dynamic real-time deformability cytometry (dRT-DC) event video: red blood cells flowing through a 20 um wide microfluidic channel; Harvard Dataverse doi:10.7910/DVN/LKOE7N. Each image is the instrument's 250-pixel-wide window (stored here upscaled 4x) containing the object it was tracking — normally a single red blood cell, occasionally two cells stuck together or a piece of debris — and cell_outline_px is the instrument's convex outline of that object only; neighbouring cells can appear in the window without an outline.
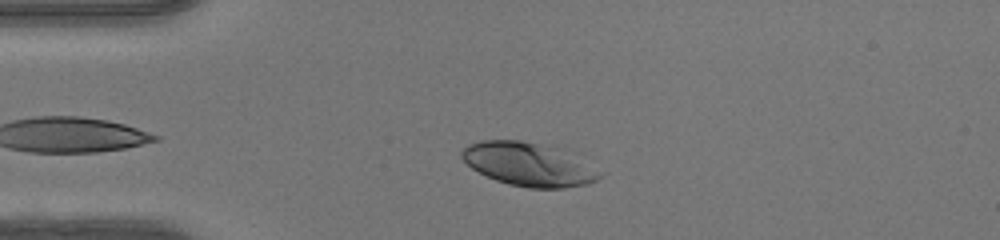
{"species": "human", "species_latin": "Homo sapiens", "temperature_condition": "warm", "stored_images_in_passage": 39, "camera_frame_rate_fps": 3000, "um_per_image_px": 0.085, "donor": {"sex": "female"}, "frame": {"image": 1, "passage_image": 6, "time_ms": 1.667, "image_size_px": [1000, 240], "cell_outline_px": [[604, 176], [588, 184], [564, 188], [528, 188], [508, 184], [496, 180], [472, 168], [460, 156], [460, 152], [468, 144], [480, 140], [520, 140], [564, 148], [604, 172]], "centroid_in_image_um": [45.01, 13.95], "position_along_channel_um": 40.0, "area_um2": 35.49}}
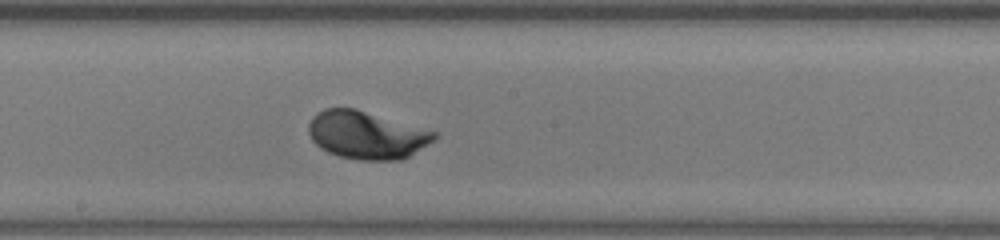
{"frame": {"image": 2, "passage_image": 21, "time_ms": 6.667, "image_size_px": [1000, 240], "cell_outline_px": [[436, 136], [428, 144], [408, 156], [400, 160], [360, 160], [340, 156], [328, 152], [320, 148], [312, 140], [308, 132], [308, 124], [312, 116], [316, 112], [324, 108], [356, 108], [436, 132]], "centroid_in_image_um": [31.1, 11.46], "position_along_channel_um": 217.1, "area_um2": 34.8}}
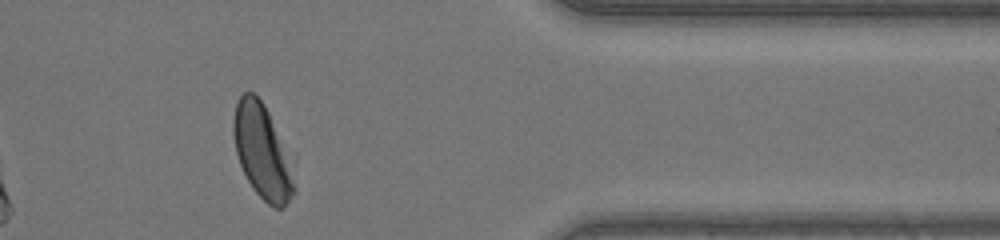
{"frame": {"image": 3, "passage_image": 35, "time_ms": 11.333, "image_size_px": [1000, 240], "cell_outline_px": [[292, 192], [284, 208], [272, 208], [252, 188], [240, 164], [236, 152], [232, 132], [232, 120], [236, 104], [240, 96], [244, 92], [252, 92], [264, 104], [268, 112], [288, 156], [292, 184]], "centroid_in_image_um": [22.21, 12.86], "position_along_channel_um": 389.2, "area_um2": 32.08}, "authors_computed_cell_mechanics": {"area_um2": 34.7378, "velocity_mm_per_s": 4.1385, "shape_relaxation_time_tau1_ms": 1.9264, "shape_relaxation_time_tau2_ms": null, "deformation_change_tau1": 0.1619, "deformation_change_tau2": null}}